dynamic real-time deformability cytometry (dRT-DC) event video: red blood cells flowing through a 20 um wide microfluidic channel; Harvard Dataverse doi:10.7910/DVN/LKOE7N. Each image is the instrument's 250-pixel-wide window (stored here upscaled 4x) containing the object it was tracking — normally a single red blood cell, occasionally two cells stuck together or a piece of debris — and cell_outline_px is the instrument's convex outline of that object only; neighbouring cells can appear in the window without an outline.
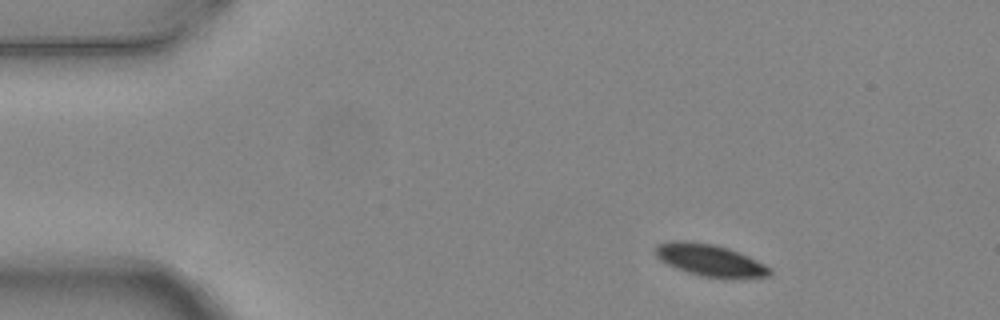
{"species": "common noctule bat (a hibernating species)", "species_latin": "Nyctalus noctula", "temperature_condition": "warm", "stored_images_in_passage": 4, "camera_frame_rate_fps": 3000, "um_per_image_px": 0.085, "animal": {"sex": "female", "body_mass_g": 24.6, "forearm_length_mm": 56.2}, "frame": {"image": 1, "passage_image": 1, "time_ms": 0.0, "image_size_px": [1000, 320], "cell_outline_px": [[772, 272], [768, 276], [732, 280], [704, 276], [688, 272], [676, 268], [660, 260], [656, 256], [652, 248], [656, 244], [672, 240], [684, 240], [712, 244], [728, 248], [748, 256], [772, 268]], "centroid_in_image_um": [60.34, 22.13], "position_along_channel_um": 24.7, "area_um2": 21.68}}